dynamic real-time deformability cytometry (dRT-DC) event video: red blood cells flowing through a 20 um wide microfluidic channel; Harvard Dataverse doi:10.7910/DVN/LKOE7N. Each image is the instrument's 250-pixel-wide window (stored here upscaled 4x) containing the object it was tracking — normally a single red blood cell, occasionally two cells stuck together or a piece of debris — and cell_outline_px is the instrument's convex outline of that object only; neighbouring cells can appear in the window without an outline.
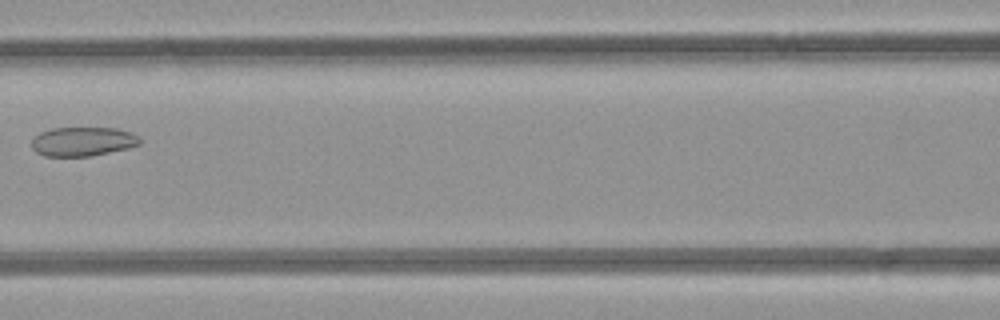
{"species": "common noctule bat (a hibernating species)", "species_latin": "Nyctalus noctula", "temperature_condition": "room temperature", "stored_images_in_passage": 5, "camera_frame_rate_fps": 3000, "um_per_image_px": 0.085, "animal": {"sex": "female", "body_mass_g": 21.9}, "frame": {"image": 1, "passage_image": 5, "time_ms": 4.667, "image_size_px": [1000, 320], "cell_outline_px": [[140, 144], [128, 148], [88, 156], [44, 156], [36, 152], [32, 148], [32, 140], [40, 132], [52, 128], [116, 128], [132, 132], [140, 136]], "centroid_in_image_um": [7.05, 12.02], "position_along_channel_um": 159.6, "area_um2": 18.32}}